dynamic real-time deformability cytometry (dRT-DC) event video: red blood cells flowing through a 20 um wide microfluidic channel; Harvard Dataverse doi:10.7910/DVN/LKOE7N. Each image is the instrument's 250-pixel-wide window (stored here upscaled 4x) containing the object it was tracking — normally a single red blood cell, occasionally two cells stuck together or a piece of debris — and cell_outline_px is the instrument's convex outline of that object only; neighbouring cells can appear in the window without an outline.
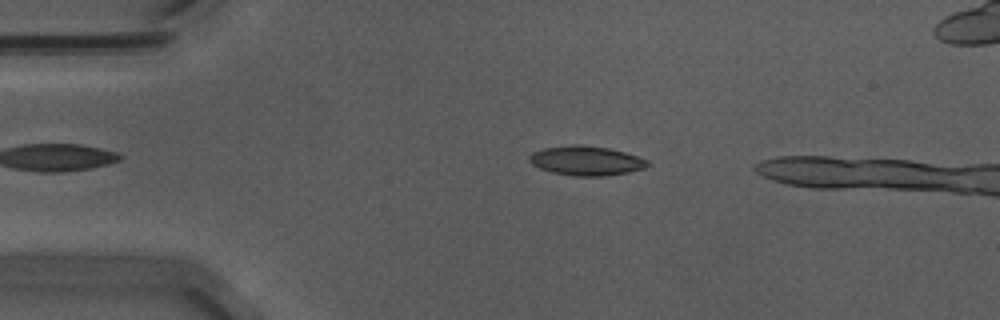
{"species": "Egyptian fruit bat (a non-hibernating species)", "species_latin": "Rousettus aegyptiacus", "temperature_condition": "warm", "stored_images_in_passage": 48, "camera_frame_rate_fps": 3000, "um_per_image_px": 0.085, "animal": {"sex": "male"}, "frame": {"image": 1, "passage_image": 10, "time_ms": 3.0, "image_size_px": [1000, 320], "cell_outline_px": [[652, 164], [644, 168], [628, 172], [604, 176], [576, 176], [552, 172], [540, 168], [532, 164], [528, 160], [528, 156], [532, 152], [544, 148], [572, 144], [580, 144], [608, 148], [624, 152], [648, 160]], "centroid_in_image_um": [49.82, 13.65], "position_along_channel_um": 35.2, "area_um2": 20.29}}
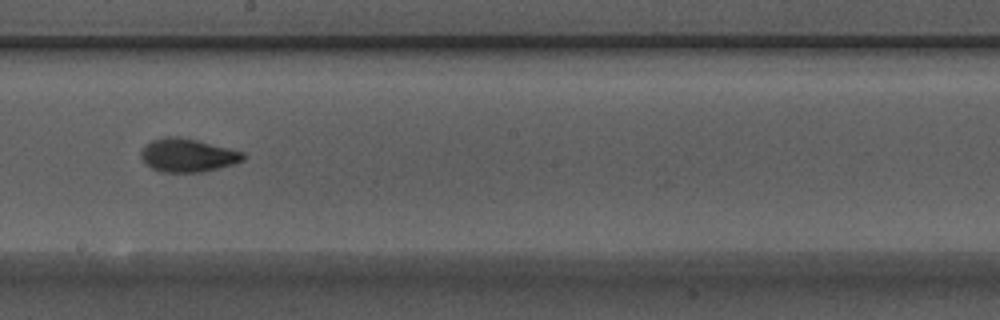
{"frame": {"image": 2, "passage_image": 29, "time_ms": 9.333, "image_size_px": [1000, 320], "cell_outline_px": [[248, 156], [244, 160], [232, 164], [204, 172], [164, 172], [152, 168], [144, 164], [140, 156], [140, 152], [152, 140], [164, 136], [176, 136], [196, 140], [244, 152]], "centroid_in_image_um": [15.95, 13.2], "position_along_channel_um": 232.2, "area_um2": 19.83}}
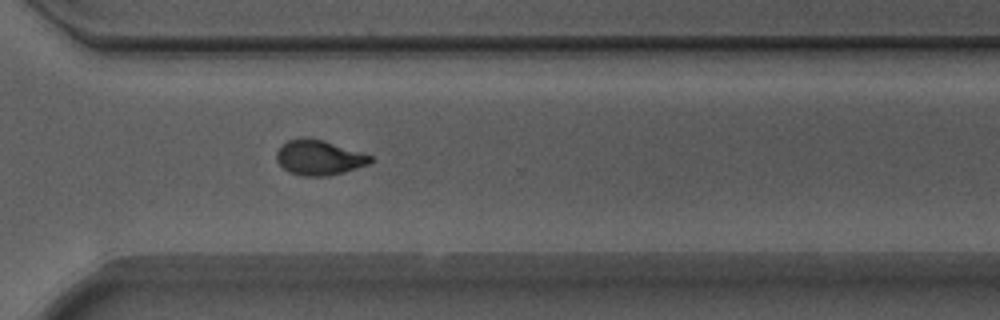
{"frame": {"image": 3, "passage_image": 38, "time_ms": 12.333, "image_size_px": [1000, 320], "cell_outline_px": [[372, 160], [368, 164], [344, 172], [328, 176], [300, 176], [288, 172], [276, 160], [276, 152], [280, 144], [288, 140], [300, 136], [304, 136], [324, 140], [372, 156]], "centroid_in_image_um": [27.05, 13.38], "position_along_channel_um": 343.5, "area_um2": 19.36}, "authors_computed_cell_mechanics": {"area_um2": 19.5075, "velocity_mm_per_s": 3.7061, "shape_relaxation_time_tau1_ms": 3.9353, "shape_relaxation_time_tau2_ms": 1.4065, "deformation_change_tau1": 0.1528, "deformation_change_tau2": 0.0548}}